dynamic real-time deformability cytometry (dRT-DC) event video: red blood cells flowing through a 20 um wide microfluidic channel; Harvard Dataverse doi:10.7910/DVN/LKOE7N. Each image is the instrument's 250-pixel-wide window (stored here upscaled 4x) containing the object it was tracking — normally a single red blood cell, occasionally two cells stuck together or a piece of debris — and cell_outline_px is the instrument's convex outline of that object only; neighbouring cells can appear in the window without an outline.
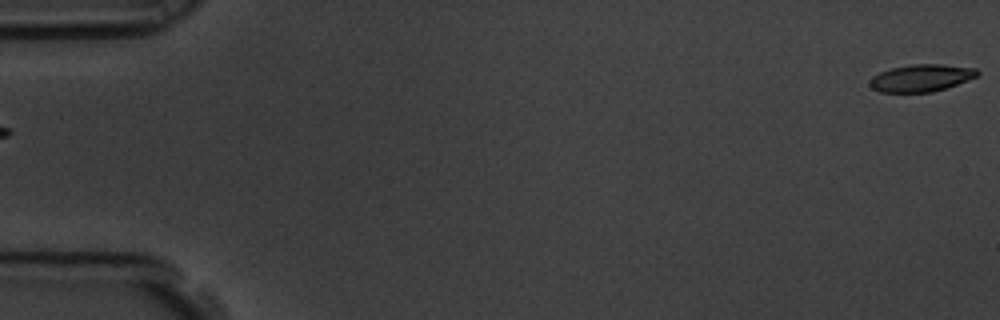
{"species": "common noctule bat (a hibernating species)", "species_latin": "Nyctalus noctula", "temperature_condition": "room temperature", "stored_images_in_passage": 5, "segment_of_instrument_passage": [2, 2], "camera_frame_rate_fps": 3000, "um_per_image_px": 0.085, "animal": {"sex": "male", "body_mass_g": 19.5, "forearm_length_mm": 54.6}, "frame": {"image": 1, "passage_image": 5, "time_ms": 1.333, "image_size_px": [1000, 320], "cell_outline_px": [[980, 76], [932, 92], [880, 92], [872, 88], [868, 84], [868, 80], [872, 76], [880, 72], [892, 68], [912, 64], [944, 64], [976, 68], [980, 72]], "centroid_in_image_um": [78.31, 6.62], "position_along_channel_um": 6.7, "area_um2": 17.17}}